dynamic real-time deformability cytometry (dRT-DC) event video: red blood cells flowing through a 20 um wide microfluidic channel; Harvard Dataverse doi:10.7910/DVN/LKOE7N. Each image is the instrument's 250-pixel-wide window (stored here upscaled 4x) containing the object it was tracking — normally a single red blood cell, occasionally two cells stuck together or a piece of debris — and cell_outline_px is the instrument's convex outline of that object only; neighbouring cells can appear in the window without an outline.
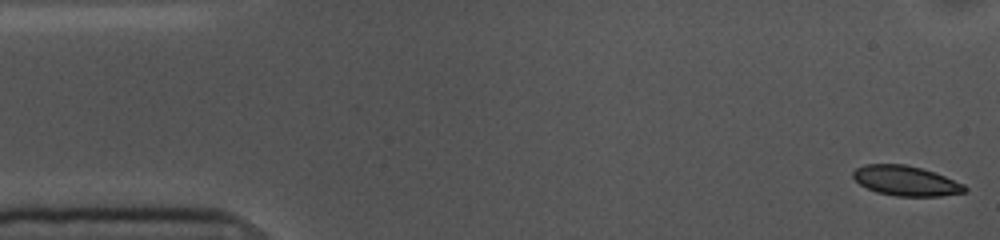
{"species": "common noctule bat (a hibernating species)", "species_latin": "Nyctalus noctula", "temperature_condition": "cold", "stored_images_in_passage": 54, "camera_frame_rate_fps": 3000, "um_per_image_px": 0.085, "animal": {"sex": "female", "body_mass_g": 10.0, "forearm_length_mm": 53.1}, "frame": {"image": 1, "passage_image": 1, "time_ms": 0.0, "image_size_px": [1000, 240], "cell_outline_px": [[968, 192], [940, 196], [896, 196], [876, 192], [860, 184], [852, 176], [852, 172], [856, 168], [864, 164], [904, 164], [920, 168], [944, 176], [964, 184], [968, 188]], "centroid_in_image_um": [77.0, 15.37], "position_along_channel_um": 8.0, "area_um2": 19.42}}
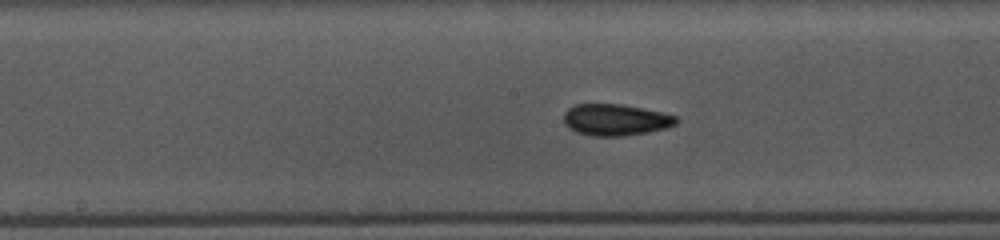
{"frame": {"image": 2, "passage_image": 26, "time_ms": 8.333, "image_size_px": [1000, 240], "cell_outline_px": [[680, 120], [676, 124], [664, 128], [648, 132], [624, 136], [588, 136], [576, 132], [568, 128], [564, 124], [564, 112], [568, 108], [576, 104], [620, 104], [664, 112], [676, 116]], "centroid_in_image_um": [52.31, 10.19], "position_along_channel_um": 195.9, "area_um2": 20.87}}
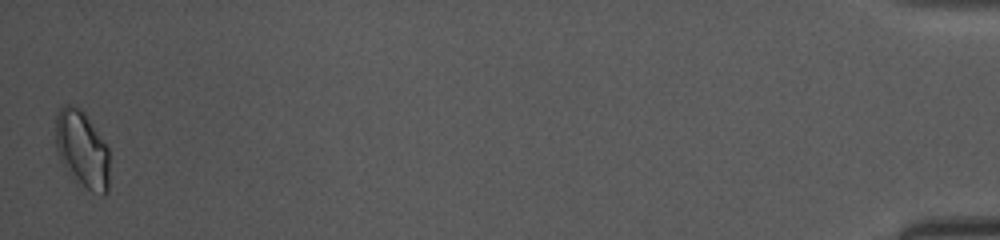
{"frame": {"image": 3, "passage_image": 54, "time_ms": 17.667, "image_size_px": [1000, 240], "cell_outline_px": [[108, 192], [104, 196], [92, 192], [76, 184], [72, 180], [60, 160], [56, 148], [56, 112], [64, 104], [72, 104], [80, 108], [84, 112], [108, 148]], "centroid_in_image_um": [6.96, 12.73], "position_along_channel_um": 428.2, "area_um2": 24.51}, "authors_computed_cell_mechanics": {"area_um2": 19.8832, "velocity_mm_per_s": 3.565, "shape_relaxation_time_tau1_ms": 7.1224, "shape_relaxation_time_tau2_ms": 3.6081, "deformation_change_tau1": 0.1236, "deformation_change_tau2": 0.0426}}